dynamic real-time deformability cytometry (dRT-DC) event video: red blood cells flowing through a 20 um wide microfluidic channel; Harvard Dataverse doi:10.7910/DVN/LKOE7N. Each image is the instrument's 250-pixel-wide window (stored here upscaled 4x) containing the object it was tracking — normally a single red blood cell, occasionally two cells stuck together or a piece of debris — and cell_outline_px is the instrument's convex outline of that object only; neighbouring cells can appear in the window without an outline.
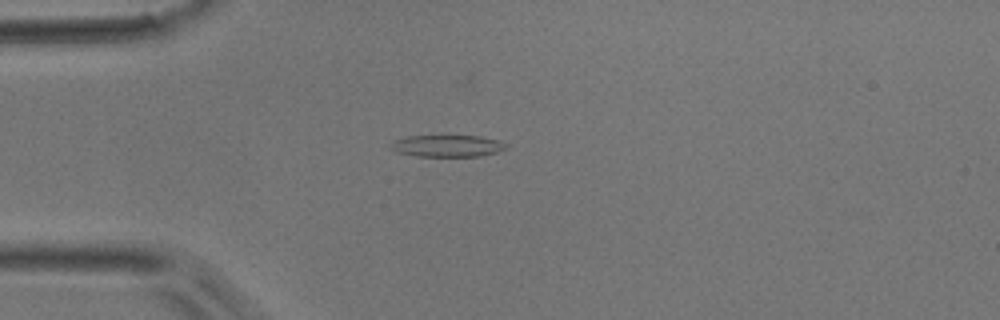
{"species": "common noctule bat (a hibernating species)", "species_latin": "Nyctalus noctula", "temperature_condition": "room temperature", "stored_images_in_passage": 48, "camera_frame_rate_fps": 3000, "um_per_image_px": 0.085, "animal": {"sex": "male", "body_mass_g": 17.9}, "frame": {"image": 1, "passage_image": 13, "time_ms": 4.0, "image_size_px": [1000, 320], "cell_outline_px": [[508, 148], [496, 152], [480, 156], [416, 156], [396, 152], [388, 144], [396, 140], [408, 136], [480, 136], [500, 140], [508, 144]], "centroid_in_image_um": [38.06, 12.4], "position_along_channel_um": 46.9, "area_um2": 14.68}}
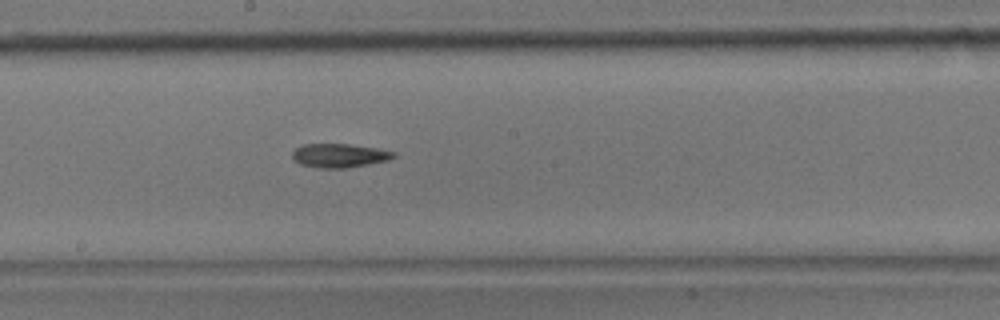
{"frame": {"image": 2, "passage_image": 27, "time_ms": 8.667, "image_size_px": [1000, 320], "cell_outline_px": [[396, 156], [388, 160], [348, 168], [320, 168], [300, 164], [292, 160], [292, 152], [296, 148], [304, 144], [348, 144], [376, 148], [396, 152]], "centroid_in_image_um": [28.83, 13.22], "position_along_channel_um": 219.4, "area_um2": 14.1}}
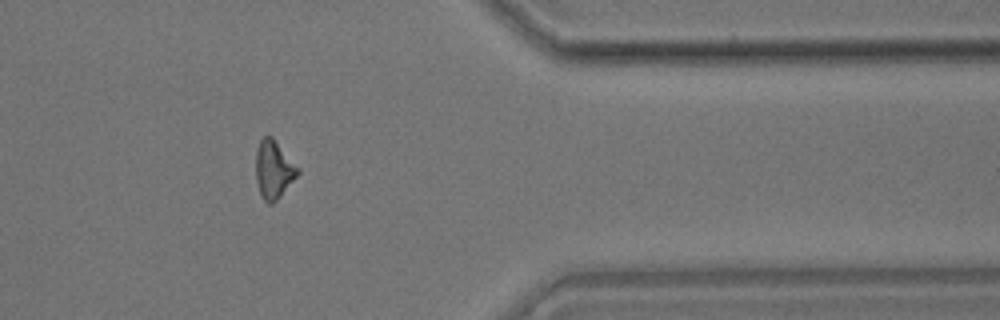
{"frame": {"image": 3, "passage_image": 41, "time_ms": 13.333, "image_size_px": [1000, 320], "cell_outline_px": [[300, 172], [280, 196], [272, 204], [268, 204], [260, 196], [256, 180], [256, 148], [260, 140], [264, 136], [272, 136], [300, 168]], "centroid_in_image_um": [23.26, 14.4], "position_along_channel_um": 388.1, "area_um2": 14.28}}